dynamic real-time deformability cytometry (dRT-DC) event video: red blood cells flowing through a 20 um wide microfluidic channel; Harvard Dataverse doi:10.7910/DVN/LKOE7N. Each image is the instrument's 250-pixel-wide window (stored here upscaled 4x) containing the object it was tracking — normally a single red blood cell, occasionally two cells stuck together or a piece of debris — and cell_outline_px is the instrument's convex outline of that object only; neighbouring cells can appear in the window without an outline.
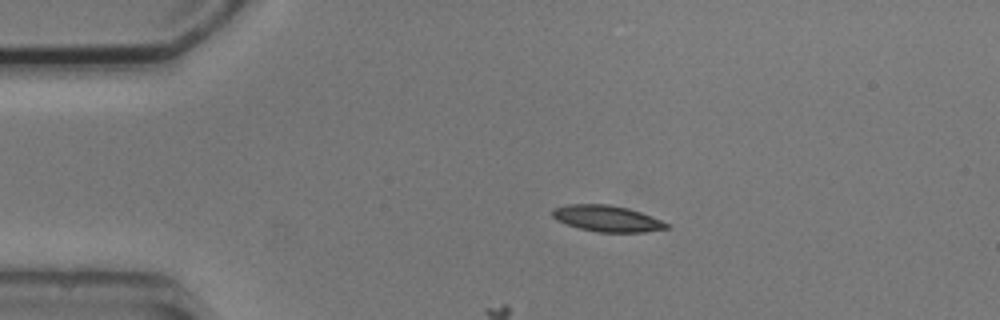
{"species": "common noctule bat (a hibernating species)", "species_latin": "Nyctalus noctula", "temperature_condition": "cold", "stored_images_in_passage": 4, "camera_frame_rate_fps": 3000, "um_per_image_px": 0.085, "animal": {"sex": "male", "body_mass_g": 20.5, "forearm_length_mm": 52.5}, "frame": {"image": 1, "passage_image": 1, "time_ms": 0.0, "image_size_px": [1000, 320], "cell_outline_px": [[672, 228], [644, 232], [596, 232], [580, 228], [556, 220], [552, 216], [552, 212], [556, 208], [568, 204], [608, 204], [628, 208], [640, 212], [660, 220], [668, 224]], "centroid_in_image_um": [51.62, 18.58], "position_along_channel_um": 33.4, "area_um2": 17.28}}
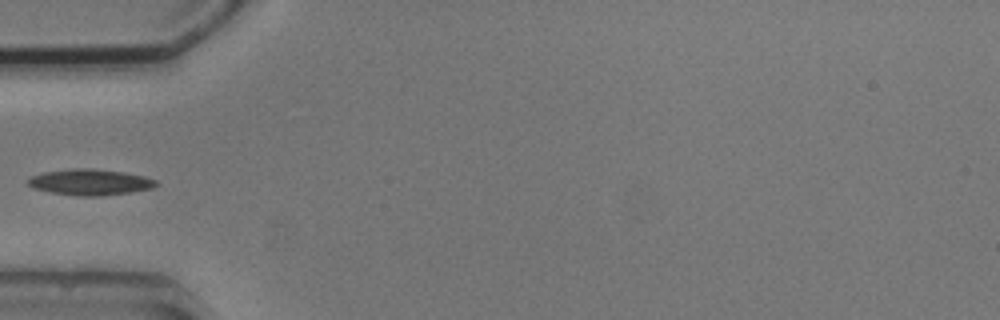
{"frame": {"image": 2, "passage_image": 3, "time_ms": 2.333, "image_size_px": [1000, 320], "cell_outline_px": [[156, 184], [152, 188], [128, 192], [100, 196], [76, 196], [52, 192], [32, 188], [24, 180], [32, 176], [44, 172], [72, 168], [92, 168], [124, 172], [144, 176], [156, 180]], "centroid_in_image_um": [7.6, 15.47], "position_along_channel_um": 77.4, "area_um2": 19.36}}